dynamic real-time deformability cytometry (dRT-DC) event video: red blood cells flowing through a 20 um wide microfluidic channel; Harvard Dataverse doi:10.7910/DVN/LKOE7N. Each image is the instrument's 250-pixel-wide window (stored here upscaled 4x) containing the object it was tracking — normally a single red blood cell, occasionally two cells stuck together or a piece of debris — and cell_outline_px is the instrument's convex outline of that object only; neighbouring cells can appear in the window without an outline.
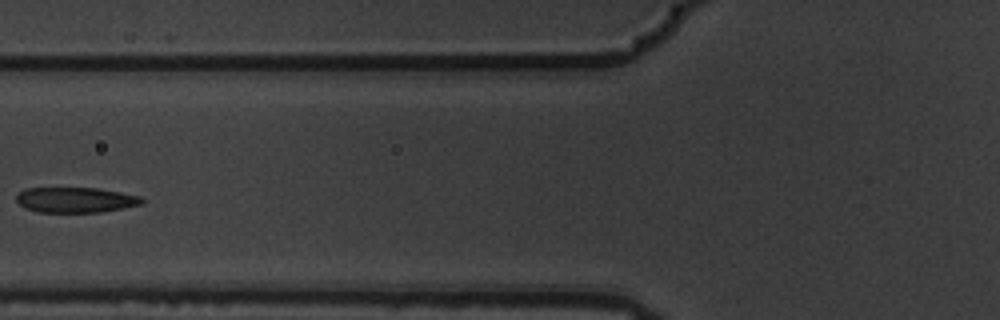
{"species": "common noctule bat (a hibernating species)", "species_latin": "Nyctalus noctula", "temperature_condition": "warm", "stored_images_in_passage": 6, "camera_frame_rate_fps": 3000, "um_per_image_px": 0.085, "animal": {"sex": "male", "body_mass_g": 19.5, "forearm_length_mm": 54.6}, "frame": {"image": 1, "passage_image": 5, "time_ms": 1.333, "image_size_px": [1000, 320], "cell_outline_px": [[144, 200], [140, 204], [124, 208], [100, 212], [36, 212], [24, 208], [16, 200], [16, 196], [24, 188], [96, 188], [120, 192], [140, 196]], "centroid_in_image_um": [6.39, 16.99], "position_along_channel_um": 119.4, "area_um2": 18.5}}
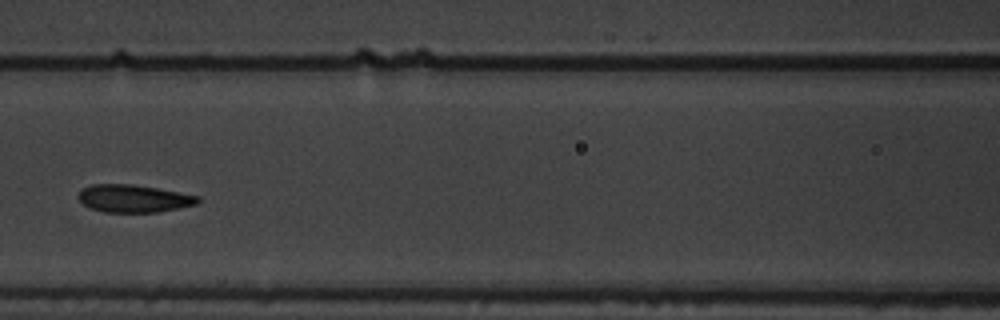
{"frame": {"image": 2, "passage_image": 6, "time_ms": 1.667, "image_size_px": [1000, 320], "cell_outline_px": [[200, 200], [196, 204], [156, 212], [104, 212], [92, 208], [84, 204], [76, 196], [84, 188], [92, 184], [132, 184], [156, 188], [200, 196]], "centroid_in_image_um": [11.35, 16.87], "position_along_channel_um": 155.3, "area_um2": 18.96}}